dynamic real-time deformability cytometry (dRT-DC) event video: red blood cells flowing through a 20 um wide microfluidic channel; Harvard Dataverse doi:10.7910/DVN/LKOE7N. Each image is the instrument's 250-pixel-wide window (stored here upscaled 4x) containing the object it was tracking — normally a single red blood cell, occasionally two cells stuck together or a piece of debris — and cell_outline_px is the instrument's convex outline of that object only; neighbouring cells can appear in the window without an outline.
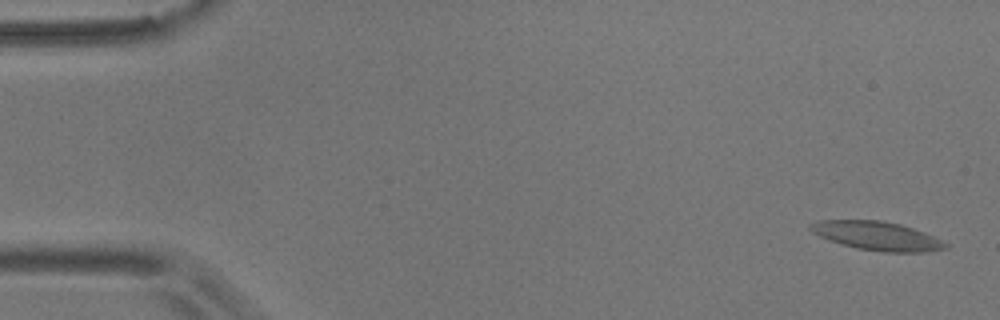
{"species": "common noctule bat (a hibernating species)", "species_latin": "Nyctalus noctula", "temperature_condition": "room temperature", "stored_images_in_passage": 10, "camera_frame_rate_fps": 3000, "um_per_image_px": 0.085, "animal": {"sex": "male", "body_mass_g": 17.9}, "frame": {"image": 1, "passage_image": 2, "time_ms": 0.333, "image_size_px": [1000, 320], "cell_outline_px": [[948, 248], [924, 252], [884, 252], [856, 248], [840, 244], [820, 236], [812, 232], [808, 228], [808, 224], [816, 220], [880, 220], [900, 224], [924, 232], [948, 244]], "centroid_in_image_um": [74.5, 20.04], "position_along_channel_um": 10.5, "area_um2": 22.6}}